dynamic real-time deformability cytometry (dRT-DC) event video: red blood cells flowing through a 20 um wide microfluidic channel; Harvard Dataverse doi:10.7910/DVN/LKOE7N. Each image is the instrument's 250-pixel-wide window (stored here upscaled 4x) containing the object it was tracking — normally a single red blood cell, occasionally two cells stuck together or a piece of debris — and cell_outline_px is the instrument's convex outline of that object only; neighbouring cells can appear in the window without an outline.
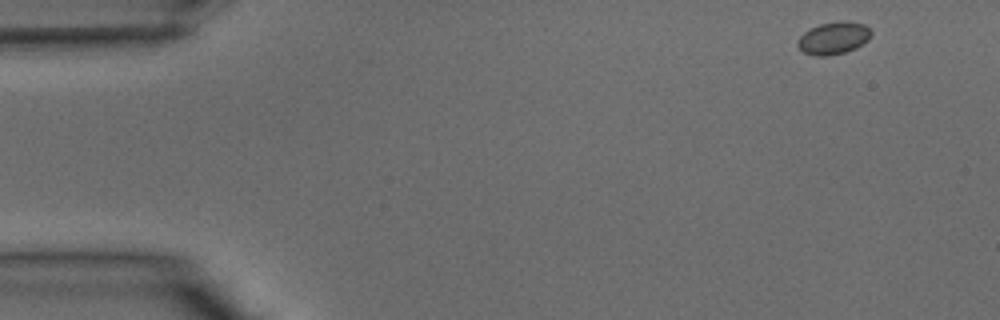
{"species": "common noctule bat (a hibernating species)", "species_latin": "Nyctalus noctula", "temperature_condition": "warm", "stored_images_in_passage": 35, "camera_frame_rate_fps": 3000, "um_per_image_px": 0.085, "animal": {"sex": "male", "body_mass_g": 15.6}, "frame": {"image": 1, "passage_image": 1, "time_ms": 0.0, "image_size_px": [1000, 320], "cell_outline_px": [[872, 36], [868, 40], [856, 48], [844, 52], [828, 56], [816, 56], [804, 52], [796, 44], [796, 40], [804, 32], [820, 24], [840, 20], [848, 20], [864, 24], [872, 32]], "centroid_in_image_um": [70.87, 3.22], "position_along_channel_um": 14.1, "area_um2": 13.99}}
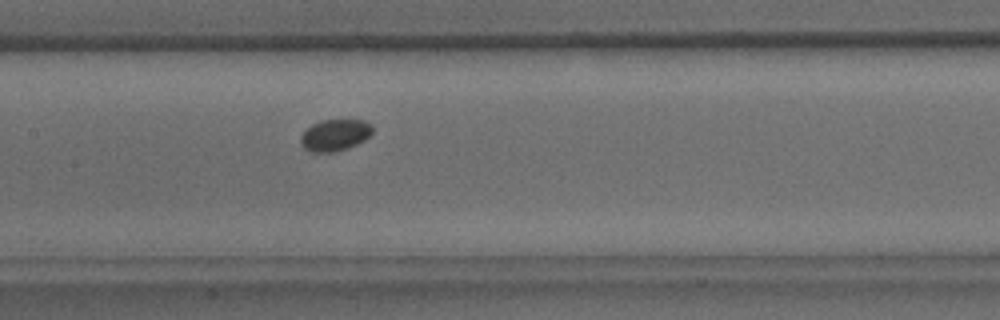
{"frame": {"image": 2, "passage_image": 17, "time_ms": 5.333, "image_size_px": [1000, 320], "cell_outline_px": [[372, 132], [364, 140], [348, 148], [332, 152], [308, 152], [300, 144], [300, 136], [312, 124], [320, 120], [364, 120], [372, 124]], "centroid_in_image_um": [28.45, 11.48], "position_along_channel_um": 179.0, "area_um2": 13.24}}
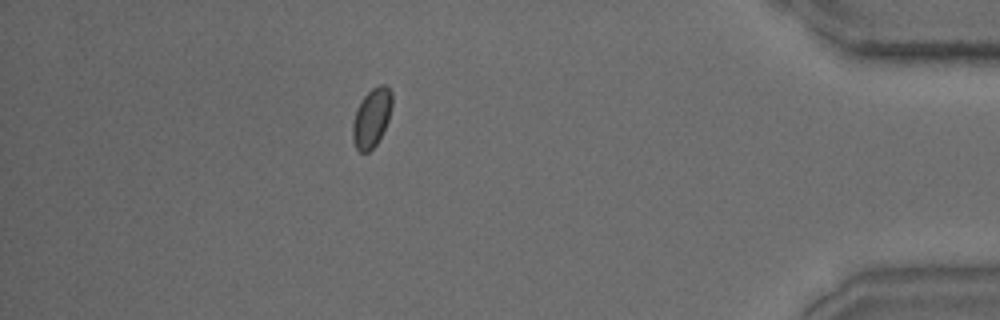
{"frame": {"image": 3, "passage_image": 33, "time_ms": 10.667, "image_size_px": [1000, 320], "cell_outline_px": [[392, 108], [388, 120], [376, 144], [368, 152], [360, 152], [356, 148], [352, 140], [352, 124], [356, 108], [364, 96], [372, 88], [380, 84], [384, 84], [392, 92]], "centroid_in_image_um": [31.58, 10.0], "position_along_channel_um": 403.6, "area_um2": 13.53}}